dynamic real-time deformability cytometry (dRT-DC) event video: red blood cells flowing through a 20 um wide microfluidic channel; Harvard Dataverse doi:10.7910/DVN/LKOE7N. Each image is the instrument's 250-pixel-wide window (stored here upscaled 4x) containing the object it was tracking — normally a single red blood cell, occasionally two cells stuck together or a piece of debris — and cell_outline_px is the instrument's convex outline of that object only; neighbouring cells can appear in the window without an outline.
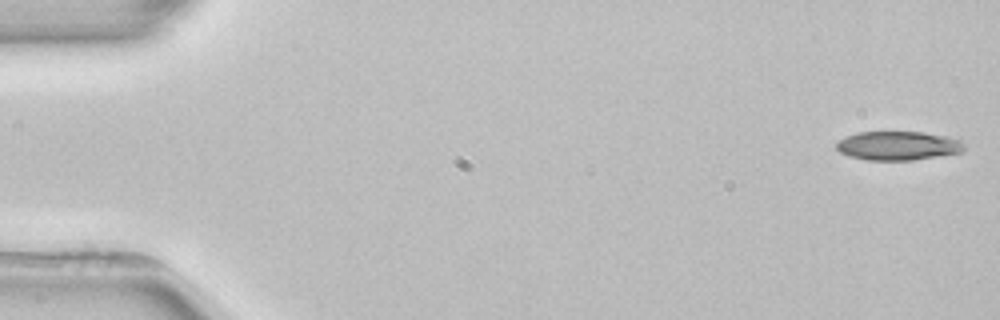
{"species": "common noctule bat (a hibernating species)", "species_latin": "Nyctalus noctula", "temperature_condition": "room temperature", "stored_images_in_passage": 5, "camera_frame_rate_fps": 3000, "um_per_image_px": 0.085, "animal": {"sex": "female", "body_mass_g": 22.7, "forearm_length_mm": 54.2}, "frame": {"image": 1, "passage_image": 1, "time_ms": 0.0, "image_size_px": [1000, 320], "cell_outline_px": [[964, 152], [912, 160], [864, 160], [848, 156], [840, 152], [836, 148], [836, 140], [856, 132], [924, 132], [948, 136], [960, 140], [964, 144]], "centroid_in_image_um": [76.31, 12.38], "position_along_channel_um": 8.7, "area_um2": 21.79}}